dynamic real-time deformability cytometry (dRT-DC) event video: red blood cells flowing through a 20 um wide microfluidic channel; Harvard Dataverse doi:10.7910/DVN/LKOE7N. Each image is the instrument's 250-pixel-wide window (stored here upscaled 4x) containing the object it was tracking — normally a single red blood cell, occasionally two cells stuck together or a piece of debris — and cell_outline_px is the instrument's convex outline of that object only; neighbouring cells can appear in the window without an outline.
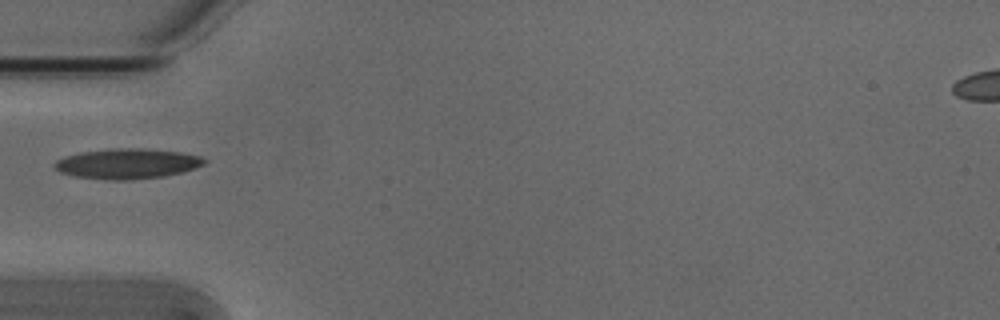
{"species": "Egyptian fruit bat (a non-hibernating species)", "species_latin": "Rousettus aegyptiacus", "temperature_condition": "cold", "stored_images_in_passage": 5, "camera_frame_rate_fps": 3000, "um_per_image_px": 0.085, "animal": {"sex": "male"}, "frame": {"image": 1, "passage_image": 5, "time_ms": 1.333, "image_size_px": [1000, 320], "cell_outline_px": [[208, 160], [204, 164], [196, 168], [184, 172], [164, 176], [124, 180], [116, 180], [76, 176], [60, 172], [52, 164], [56, 160], [64, 156], [80, 152], [108, 148], [144, 148], [180, 152], [200, 156]], "centroid_in_image_um": [10.83, 13.89], "position_along_channel_um": 74.2, "area_um2": 26.41}}